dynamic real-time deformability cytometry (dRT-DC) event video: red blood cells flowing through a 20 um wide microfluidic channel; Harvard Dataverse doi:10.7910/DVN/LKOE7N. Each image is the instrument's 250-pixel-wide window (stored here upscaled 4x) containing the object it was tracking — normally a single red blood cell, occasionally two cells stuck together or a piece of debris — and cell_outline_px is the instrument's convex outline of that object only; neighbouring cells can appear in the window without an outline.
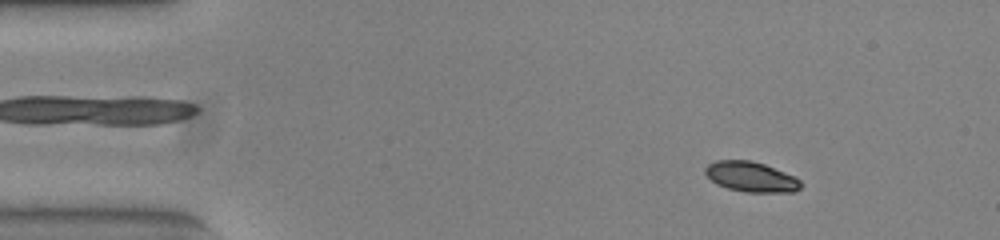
{"species": "common noctule bat (a hibernating species)", "species_latin": "Nyctalus noctula", "temperature_condition": "warm", "stored_images_in_passage": 54, "camera_frame_rate_fps": 3000, "um_per_image_px": 0.085, "animal": {"sex": "female", "body_mass_g": 23.0, "forearm_length_mm": 53.4}, "frame": {"image": 1, "passage_image": 7, "time_ms": 2.0, "image_size_px": [1000, 240], "cell_outline_px": [[804, 184], [800, 188], [792, 192], [748, 192], [728, 188], [716, 184], [704, 172], [704, 168], [708, 164], [716, 160], [752, 160], [764, 164], [796, 176]], "centroid_in_image_um": [63.86, 15.02], "position_along_channel_um": 21.1, "area_um2": 16.88}}
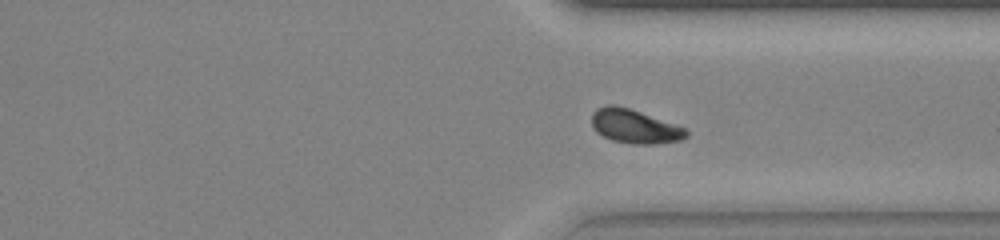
{"frame": {"image": 2, "passage_image": 40, "time_ms": 13.0, "image_size_px": [1000, 240], "cell_outline_px": [[688, 136], [680, 140], [652, 144], [632, 144], [612, 140], [596, 132], [592, 128], [592, 112], [596, 108], [608, 104], [616, 104], [640, 112], [684, 128], [688, 132]], "centroid_in_image_um": [53.88, 10.74], "position_along_channel_um": 357.5, "area_um2": 18.5}}
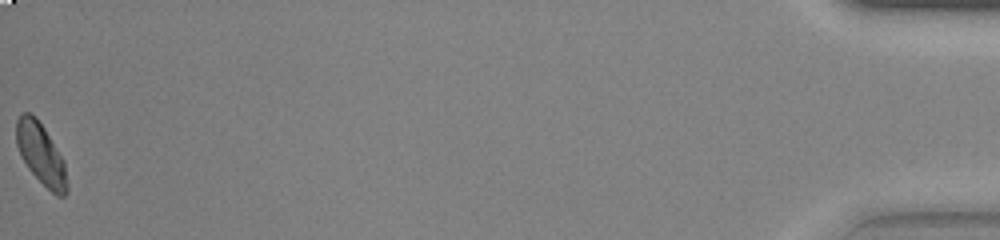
{"frame": {"image": 3, "passage_image": 54, "time_ms": 17.667, "image_size_px": [1000, 240], "cell_outline_px": [[68, 192], [64, 196], [56, 196], [28, 168], [16, 144], [16, 120], [24, 112], [28, 112], [36, 116], [44, 128], [64, 160], [68, 184]], "centroid_in_image_um": [3.5, 13.09], "position_along_channel_um": 431.7, "area_um2": 17.92}, "authors_computed_cell_mechanics": {"area_um2": 18.0047, "velocity_mm_per_s": 3.827, "shape_relaxation_time_tau1_ms": 5.858, "shape_relaxation_time_tau2_ms": null, "deformation_change_tau1": 0.184, "deformation_change_tau2": null}}